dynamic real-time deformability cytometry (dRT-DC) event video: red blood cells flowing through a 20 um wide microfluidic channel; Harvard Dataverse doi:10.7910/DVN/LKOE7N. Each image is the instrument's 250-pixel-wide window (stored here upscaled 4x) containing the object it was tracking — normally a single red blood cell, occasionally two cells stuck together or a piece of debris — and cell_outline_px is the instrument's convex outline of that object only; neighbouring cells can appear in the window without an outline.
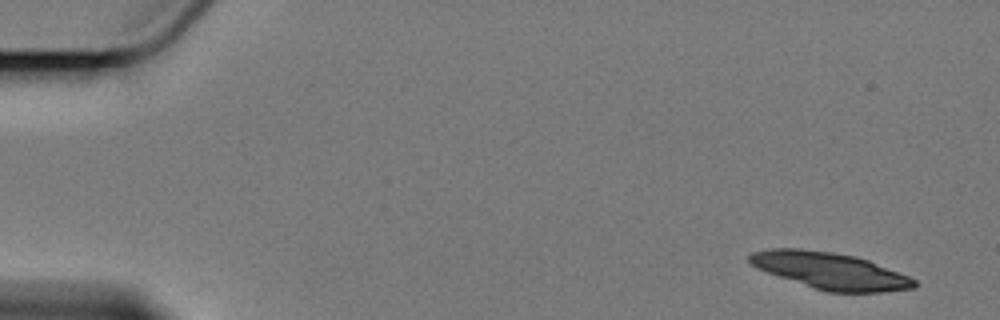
{"species": "Egyptian fruit bat (a non-hibernating species)", "species_latin": "Rousettus aegyptiacus", "temperature_condition": "cold", "stored_images_in_passage": 3, "camera_frame_rate_fps": 3000, "um_per_image_px": 0.085, "animal": {"sex": "female"}, "frame": {"image": 1, "passage_image": 1, "time_ms": 0.0, "image_size_px": [1000, 320], "cell_outline_px": [[916, 288], [884, 292], [828, 292], [756, 268], [748, 260], [748, 256], [752, 252], [772, 248], [800, 248], [832, 252], [856, 256], [868, 260], [908, 276], [916, 280]], "centroid_in_image_um": [70.58, 23.0], "position_along_channel_um": 14.4, "area_um2": 34.74}}